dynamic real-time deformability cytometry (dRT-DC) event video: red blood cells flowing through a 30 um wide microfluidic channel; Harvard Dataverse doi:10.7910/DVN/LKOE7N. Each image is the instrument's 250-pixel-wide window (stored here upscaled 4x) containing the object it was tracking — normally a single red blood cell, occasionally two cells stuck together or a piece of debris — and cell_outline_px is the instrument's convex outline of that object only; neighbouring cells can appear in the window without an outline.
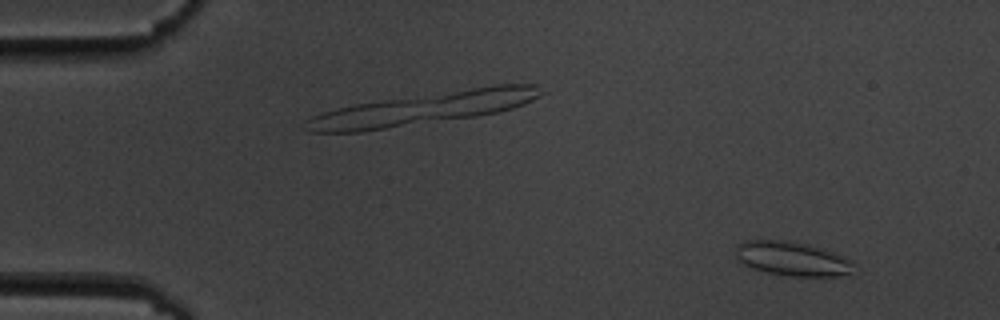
{"species": "common noctule bat (a hibernating species)", "species_latin": "Nyctalus noctula", "temperature_condition": "cold", "stored_images_in_passage": 4, "camera_frame_rate_fps": 3000, "um_per_image_px": 0.085, "animal": {"sex": "male", "body_mass_g": 19.5, "forearm_length_mm": 54.6}, "frame": {"image": 1, "passage_image": 1, "time_ms": 0.0, "image_size_px": [1000, 320], "cell_outline_px": [[852, 264], [848, 272], [836, 276], [792, 276], [768, 272], [752, 268], [744, 264], [736, 256], [736, 244], [744, 240], [792, 240], [836, 252], [852, 260]], "centroid_in_image_um": [67.29, 21.96], "position_along_channel_um": 17.7, "area_um2": 23.35}}
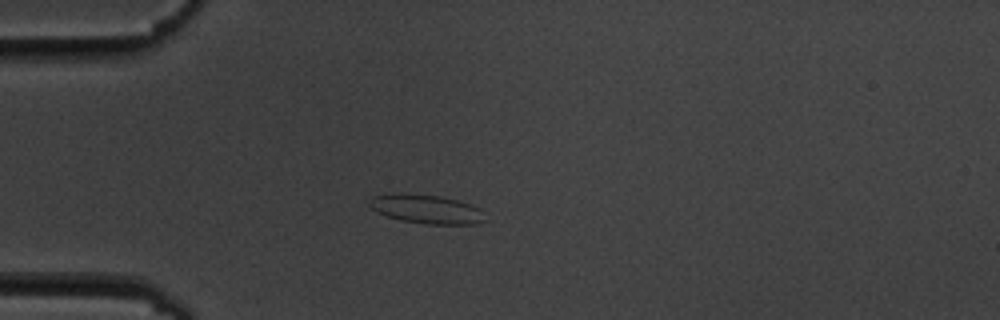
{"frame": {"image": 2, "passage_image": 4, "time_ms": 3.333, "image_size_px": [1000, 320], "cell_outline_px": [[484, 220], [480, 224], [424, 224], [400, 220], [384, 216], [376, 212], [368, 204], [368, 200], [372, 196], [396, 192], [404, 192], [440, 196], [472, 204], [480, 208]], "centroid_in_image_um": [36.18, 17.76], "position_along_channel_um": 48.8, "area_um2": 19.88}}